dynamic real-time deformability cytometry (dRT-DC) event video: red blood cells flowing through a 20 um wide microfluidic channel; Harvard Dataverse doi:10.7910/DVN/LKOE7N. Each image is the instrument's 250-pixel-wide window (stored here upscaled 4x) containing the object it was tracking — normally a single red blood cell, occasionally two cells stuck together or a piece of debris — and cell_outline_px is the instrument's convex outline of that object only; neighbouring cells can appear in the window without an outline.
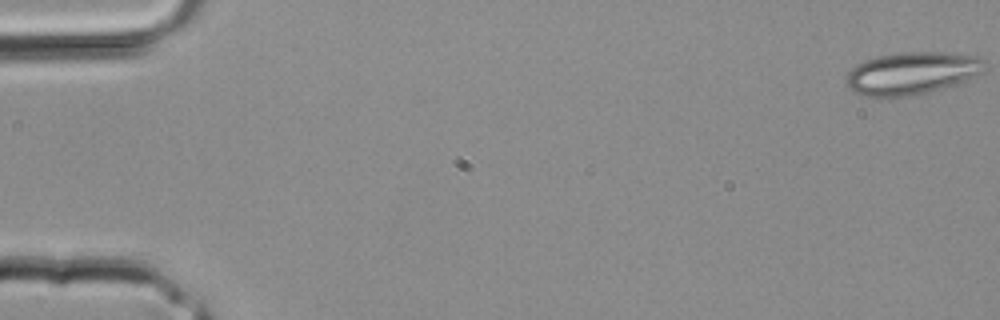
{"species": "common noctule bat (a hibernating species)", "species_latin": "Nyctalus noctula", "temperature_condition": "room temperature", "stored_images_in_passage": 4, "camera_frame_rate_fps": 3000, "um_per_image_px": 0.085, "animal": {"sex": "male", "body_mass_g": 20.4}, "frame": {"image": 1, "passage_image": 1, "time_ms": 0.0, "image_size_px": [1000, 320], "cell_outline_px": [[984, 72], [964, 80], [940, 88], [924, 92], [904, 96], [868, 96], [856, 92], [848, 88], [844, 80], [848, 72], [856, 64], [864, 60], [876, 56], [900, 52], [940, 52], [980, 56], [984, 60]], "centroid_in_image_um": [77.47, 6.19], "position_along_channel_um": 7.5, "area_um2": 33.87}}
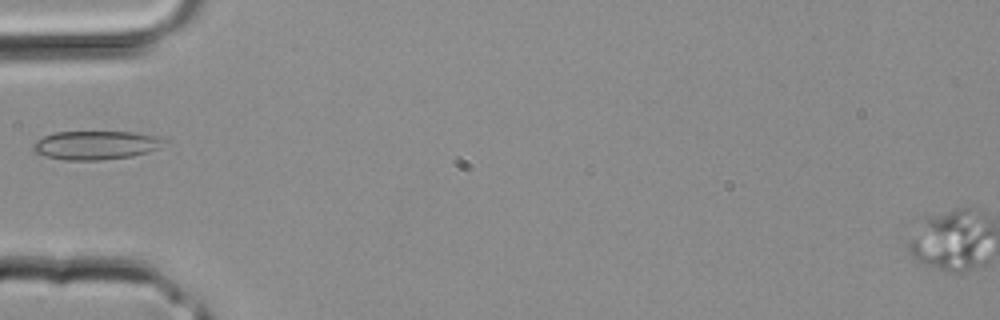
{"frame": {"image": 2, "passage_image": 4, "time_ms": 1.0, "image_size_px": [1000, 320], "cell_outline_px": [[164, 140], [156, 148], [148, 152], [132, 156], [100, 160], [64, 160], [44, 156], [36, 152], [32, 148], [32, 144], [36, 140], [44, 136], [56, 132], [132, 132], [156, 136]], "centroid_in_image_um": [8.06, 12.34], "position_along_channel_um": 76.9, "area_um2": 21.62}}